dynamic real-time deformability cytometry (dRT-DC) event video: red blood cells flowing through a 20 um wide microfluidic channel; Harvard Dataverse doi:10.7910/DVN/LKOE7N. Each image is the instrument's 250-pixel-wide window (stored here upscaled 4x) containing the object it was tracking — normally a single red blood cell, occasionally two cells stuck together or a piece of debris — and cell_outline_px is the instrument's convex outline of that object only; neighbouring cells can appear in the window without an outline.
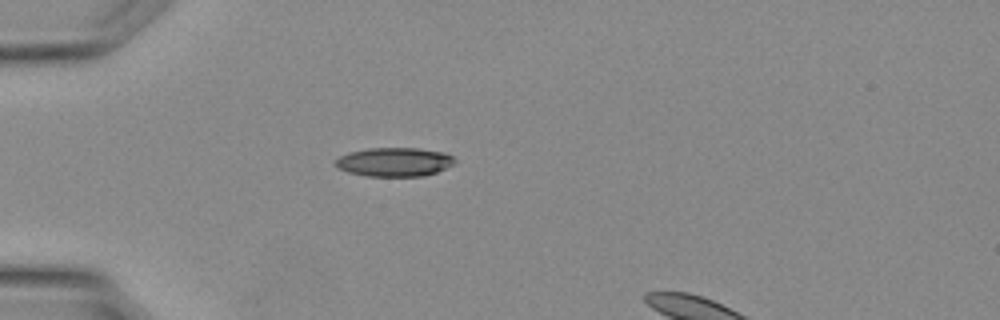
{"species": "Egyptian fruit bat (a non-hibernating species)", "species_latin": "Rousettus aegyptiacus", "temperature_condition": "warm", "stored_images_in_passage": 24, "camera_frame_rate_fps": 3000, "um_per_image_px": 0.085, "animal": {"sex": "female"}, "frame": {"image": 1, "passage_image": 1, "time_ms": 0.0, "image_size_px": [1000, 320], "cell_outline_px": [[456, 164], [436, 172], [424, 176], [368, 176], [348, 172], [340, 168], [336, 164], [336, 160], [340, 156], [348, 152], [368, 148], [416, 148], [444, 152], [452, 156], [456, 160]], "centroid_in_image_um": [33.56, 13.76], "position_along_channel_um": 51.4, "area_um2": 20.06}}
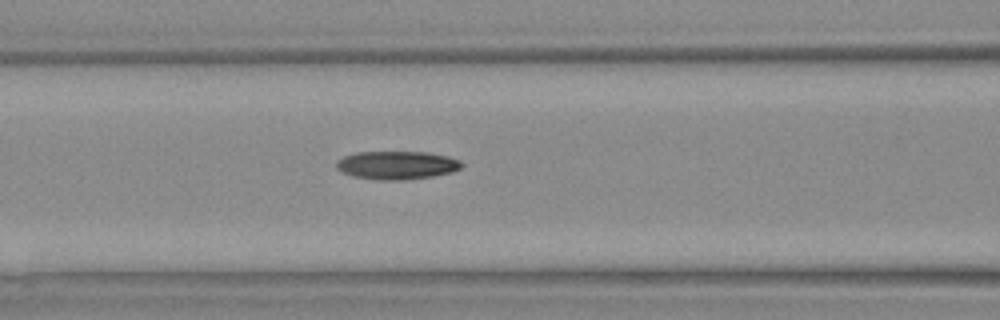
{"frame": {"image": 2, "passage_image": 6, "time_ms": 1.667, "image_size_px": [1000, 320], "cell_outline_px": [[464, 164], [460, 168], [452, 172], [432, 176], [400, 180], [376, 180], [352, 176], [336, 168], [336, 160], [344, 156], [356, 152], [424, 152], [448, 156], [460, 160]], "centroid_in_image_um": [33.72, 14.04], "position_along_channel_um": 132.9, "area_um2": 20.63}}
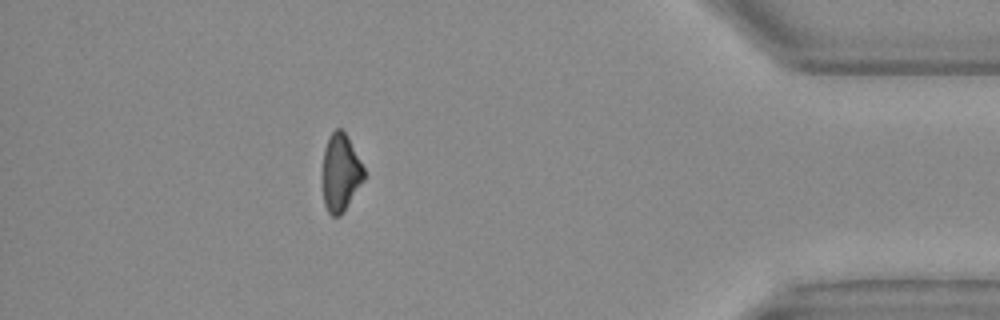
{"frame": {"image": 3, "passage_image": 22, "time_ms": 7.0, "image_size_px": [1000, 320], "cell_outline_px": [[364, 180], [344, 212], [340, 216], [332, 216], [328, 212], [324, 204], [324, 148], [328, 136], [336, 128], [340, 128], [348, 136], [364, 168]], "centroid_in_image_um": [28.97, 14.67], "position_along_channel_um": 406.2, "area_um2": 18.55}}